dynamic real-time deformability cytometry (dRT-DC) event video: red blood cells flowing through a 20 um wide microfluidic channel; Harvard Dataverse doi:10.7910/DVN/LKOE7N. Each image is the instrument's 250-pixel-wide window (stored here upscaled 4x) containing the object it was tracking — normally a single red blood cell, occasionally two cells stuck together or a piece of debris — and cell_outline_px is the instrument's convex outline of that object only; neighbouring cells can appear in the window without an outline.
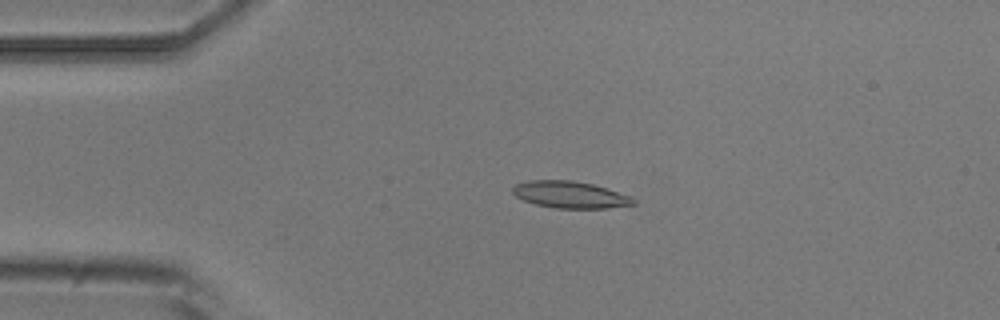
{"species": "common noctule bat (a hibernating species)", "species_latin": "Nyctalus noctula", "temperature_condition": "room temperature", "stored_images_in_passage": 5, "camera_frame_rate_fps": 3000, "um_per_image_px": 0.085, "animal": {"sex": "male", "body_mass_g": 20.5, "forearm_length_mm": 52.5}, "frame": {"image": 1, "passage_image": 4, "time_ms": 3.667, "image_size_px": [1000, 320], "cell_outline_px": [[636, 204], [608, 208], [556, 208], [536, 204], [524, 200], [516, 196], [512, 192], [512, 188], [516, 184], [528, 180], [572, 180], [592, 184], [608, 188], [628, 196], [636, 200]], "centroid_in_image_um": [48.45, 16.54], "position_along_channel_um": 36.5, "area_um2": 18.79}}